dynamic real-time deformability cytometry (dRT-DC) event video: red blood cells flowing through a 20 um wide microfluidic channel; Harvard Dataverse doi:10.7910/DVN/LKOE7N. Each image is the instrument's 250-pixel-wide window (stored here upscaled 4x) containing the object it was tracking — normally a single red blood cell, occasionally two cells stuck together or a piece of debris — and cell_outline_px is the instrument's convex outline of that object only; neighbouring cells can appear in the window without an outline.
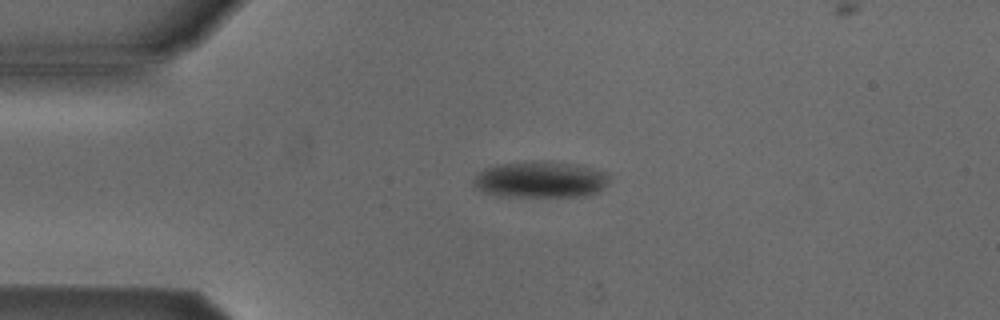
{"species": "Egyptian fruit bat (a non-hibernating species)", "species_latin": "Rousettus aegyptiacus", "temperature_condition": "cold", "stored_images_in_passage": 16, "camera_frame_rate_fps": 3000, "um_per_image_px": 0.085, "animal": {"sex": "male"}, "frame": {"image": 1, "passage_image": 10, "time_ms": 3.0, "image_size_px": [1000, 320], "cell_outline_px": [[608, 180], [596, 192], [584, 196], [496, 196], [484, 192], [476, 188], [472, 184], [476, 176], [484, 168], [496, 164], [568, 164], [608, 172]], "centroid_in_image_um": [45.87, 15.32], "position_along_channel_um": 39.1, "area_um2": 27.34}}